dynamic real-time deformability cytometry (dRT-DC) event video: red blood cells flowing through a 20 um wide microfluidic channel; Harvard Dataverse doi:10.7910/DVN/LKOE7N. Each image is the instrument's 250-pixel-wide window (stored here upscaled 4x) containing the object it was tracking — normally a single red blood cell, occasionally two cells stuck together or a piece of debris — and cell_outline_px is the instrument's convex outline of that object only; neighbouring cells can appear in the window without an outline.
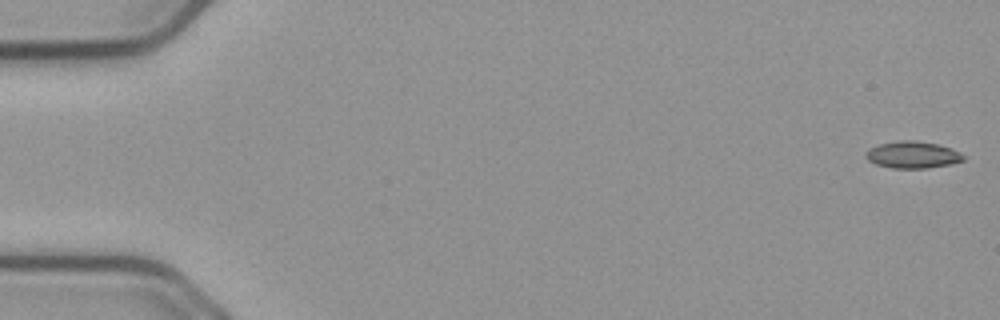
{"species": "common noctule bat (a hibernating species)", "species_latin": "Nyctalus noctula", "temperature_condition": "cold", "stored_images_in_passage": 54, "camera_frame_rate_fps": 3000, "um_per_image_px": 0.085, "animal": {"sex": "male", "body_mass_g": 23.1, "forearm_length_mm": 52.7}, "frame": {"image": 1, "passage_image": 1, "time_ms": 0.0, "image_size_px": [1000, 320], "cell_outline_px": [[964, 160], [952, 164], [928, 168], [892, 168], [876, 164], [868, 160], [864, 156], [864, 152], [868, 148], [880, 144], [900, 140], [916, 140], [936, 144], [952, 148], [960, 152], [964, 156]], "centroid_in_image_um": [77.56, 13.15], "position_along_channel_um": 7.4, "area_um2": 15.43}}
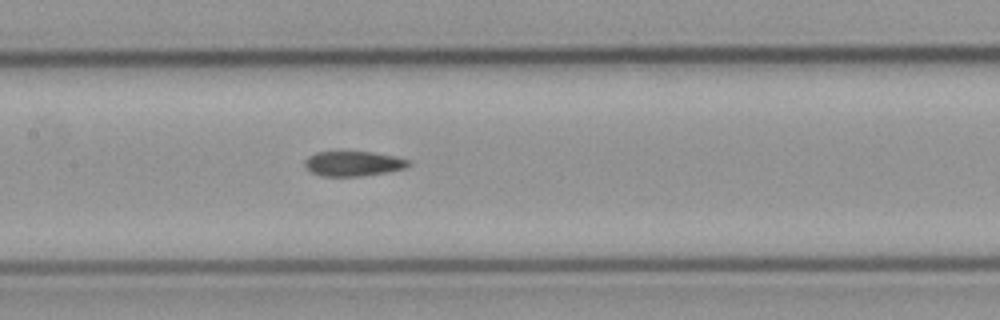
{"frame": {"image": 2, "passage_image": 27, "time_ms": 8.667, "image_size_px": [1000, 320], "cell_outline_px": [[412, 164], [404, 168], [388, 172], [360, 176], [320, 176], [312, 172], [304, 164], [304, 160], [308, 156], [316, 152], [372, 152], [392, 156], [408, 160]], "centroid_in_image_um": [30.01, 13.91], "position_along_channel_um": 177.4, "area_um2": 14.91}}
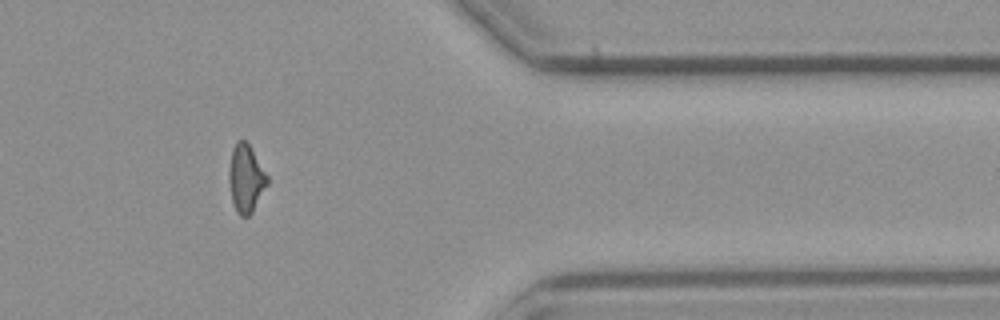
{"frame": {"image": 3, "passage_image": 46, "time_ms": 15.0, "image_size_px": [1000, 320], "cell_outline_px": [[268, 184], [252, 212], [248, 216], [240, 216], [236, 212], [232, 200], [228, 180], [228, 172], [232, 148], [236, 140], [244, 140], [248, 144], [268, 176]], "centroid_in_image_um": [20.88, 15.17], "position_along_channel_um": 390.5, "area_um2": 15.09}, "authors_computed_cell_mechanics": {"area_um2": 15.5482, "velocity_mm_per_s": 3.7035, "shape_relaxation_time_tau1_ms": null, "shape_relaxation_time_tau2_ms": 8.5541, "deformation_change_tau1": null, "deformation_change_tau2": 0.1586}}